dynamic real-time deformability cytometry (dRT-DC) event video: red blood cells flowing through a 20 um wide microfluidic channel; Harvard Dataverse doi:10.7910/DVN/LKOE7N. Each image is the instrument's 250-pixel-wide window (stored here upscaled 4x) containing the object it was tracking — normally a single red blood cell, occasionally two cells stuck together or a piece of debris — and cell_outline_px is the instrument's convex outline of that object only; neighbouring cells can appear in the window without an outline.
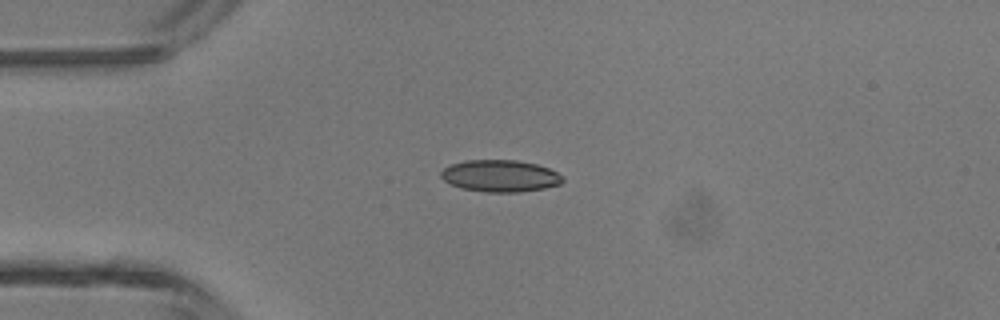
{"species": "common noctule bat (a hibernating species)", "species_latin": "Nyctalus noctula", "temperature_condition": "room temperature", "stored_images_in_passage": 2, "camera_frame_rate_fps": 3000, "um_per_image_px": 0.085, "animal": {"sex": "male", "body_mass_g": 13.3}, "frame": {"image": 1, "passage_image": 1, "time_ms": 0.0, "image_size_px": [1000, 320], "cell_outline_px": [[564, 180], [560, 184], [544, 188], [520, 192], [484, 192], [460, 188], [444, 180], [440, 176], [440, 172], [444, 168], [452, 164], [464, 160], [516, 160], [536, 164], [548, 168], [564, 176]], "centroid_in_image_um": [42.51, 14.95], "position_along_channel_um": 42.5, "area_um2": 22.66}}
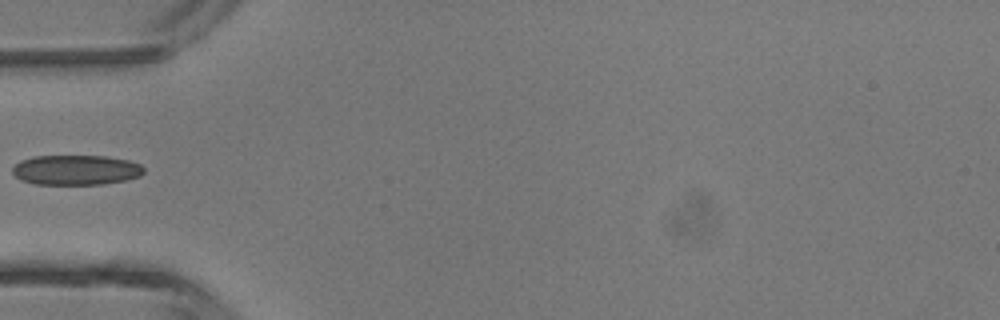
{"frame": {"image": 2, "passage_image": 2, "time_ms": 0.333, "image_size_px": [1000, 320], "cell_outline_px": [[144, 172], [140, 176], [124, 180], [104, 184], [36, 184], [20, 180], [12, 172], [12, 168], [20, 160], [32, 156], [104, 156], [128, 160], [140, 164], [144, 168]], "centroid_in_image_um": [6.44, 14.44], "position_along_channel_um": 78.6, "area_um2": 22.95}}